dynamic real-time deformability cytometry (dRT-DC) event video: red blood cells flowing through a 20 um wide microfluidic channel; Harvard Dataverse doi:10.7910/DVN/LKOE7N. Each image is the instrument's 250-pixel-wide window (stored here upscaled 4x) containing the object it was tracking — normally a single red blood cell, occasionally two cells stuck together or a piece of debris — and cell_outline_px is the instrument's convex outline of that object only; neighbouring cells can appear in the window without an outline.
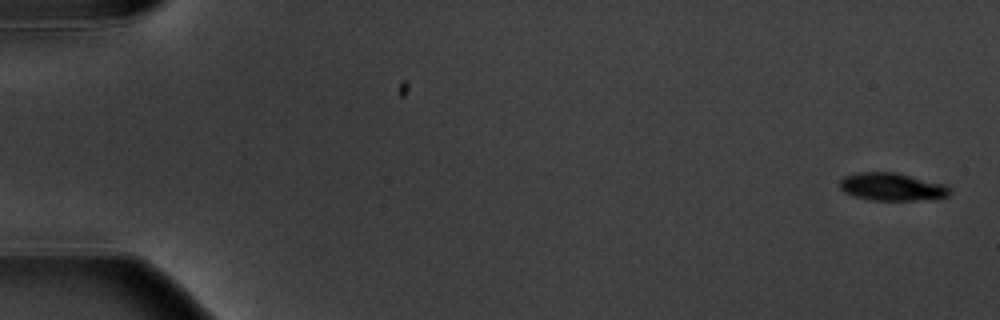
{"species": "common noctule bat (a hibernating species)", "species_latin": "Nyctalus noctula", "temperature_condition": "warm", "stored_images_in_passage": 15, "camera_frame_rate_fps": 3000, "um_per_image_px": 0.085, "animal": {"sex": "male", "body_mass_g": 20.1, "forearm_length_mm": 53.5}, "frame": {"image": 1, "passage_image": 1, "time_ms": 0.0, "image_size_px": [1000, 320], "cell_outline_px": [[952, 192], [948, 196], [936, 200], [872, 200], [856, 196], [844, 192], [840, 188], [840, 180], [844, 176], [856, 172], [896, 172], [944, 184], [952, 188]], "centroid_in_image_um": [75.87, 15.88], "position_along_channel_um": 9.1, "area_um2": 18.03}}
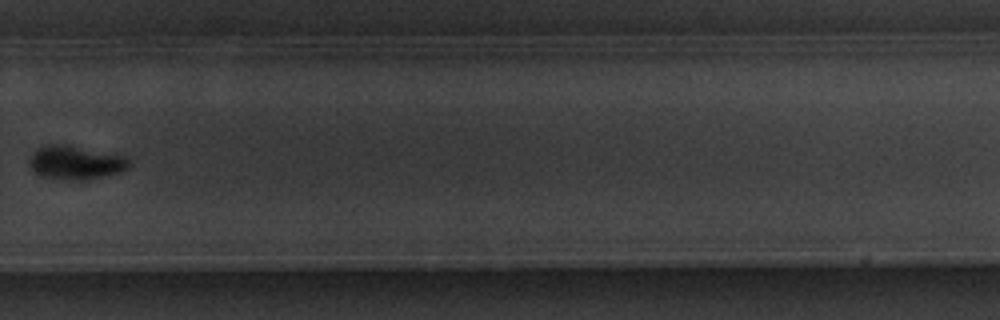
{"frame": {"image": 2, "passage_image": 11, "time_ms": 13.0, "image_size_px": [1000, 320], "cell_outline_px": [[132, 164], [124, 172], [80, 180], [72, 180], [44, 176], [36, 172], [28, 164], [28, 160], [32, 152], [48, 144], [68, 144], [128, 156], [132, 160]], "centroid_in_image_um": [6.51, 13.79], "position_along_channel_um": 323.3, "area_um2": 19.83}}
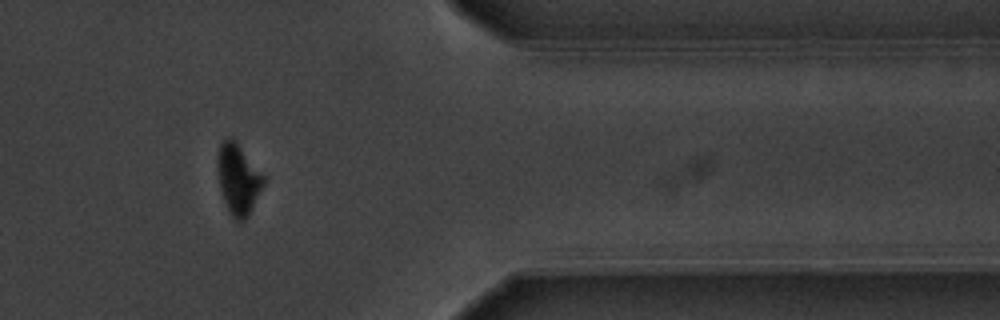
{"frame": {"image": 3, "passage_image": 13, "time_ms": 15.333, "image_size_px": [1000, 320], "cell_outline_px": [[264, 184], [248, 216], [244, 220], [236, 220], [232, 216], [224, 200], [220, 188], [216, 164], [216, 160], [220, 144], [228, 136], [232, 136], [236, 140], [264, 176]], "centroid_in_image_um": [20.23, 15.17], "position_along_channel_um": 391.2, "area_um2": 18.79}, "authors_computed_cell_mechanics": {"area_um2": 19.5364, "velocity_mm_per_s": 3.6089, "shape_relaxation_time_tau1_ms": 2.0939, "shape_relaxation_time_tau2_ms": null, "deformation_change_tau1": 0.1083, "deformation_change_tau2": null}}